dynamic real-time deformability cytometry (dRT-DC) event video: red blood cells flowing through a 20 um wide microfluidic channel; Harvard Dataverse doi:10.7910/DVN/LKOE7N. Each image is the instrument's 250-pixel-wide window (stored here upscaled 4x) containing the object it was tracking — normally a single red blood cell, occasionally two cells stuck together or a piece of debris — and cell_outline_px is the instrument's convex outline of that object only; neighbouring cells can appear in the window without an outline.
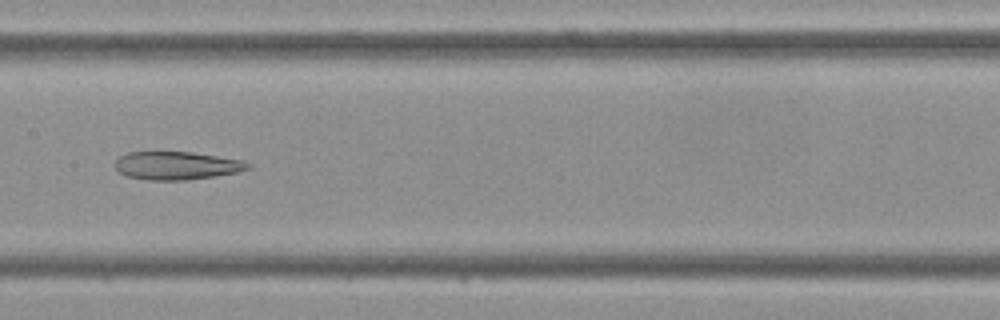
{"species": "Egyptian fruit bat (a non-hibernating species)", "species_latin": "Rousettus aegyptiacus", "temperature_condition": "cold", "stored_images_in_passage": 44, "camera_frame_rate_fps": 3000, "um_per_image_px": 0.085, "frame": {"image": 1, "passage_image": 22, "time_ms": 7.0, "image_size_px": [1000, 320], "cell_outline_px": [[252, 168], [236, 172], [216, 176], [184, 180], [148, 180], [128, 176], [120, 172], [112, 164], [120, 156], [128, 152], [192, 152], [240, 160], [252, 164]], "centroid_in_image_um": [15.01, 14.07], "position_along_channel_um": 192.4, "area_um2": 21.68}}
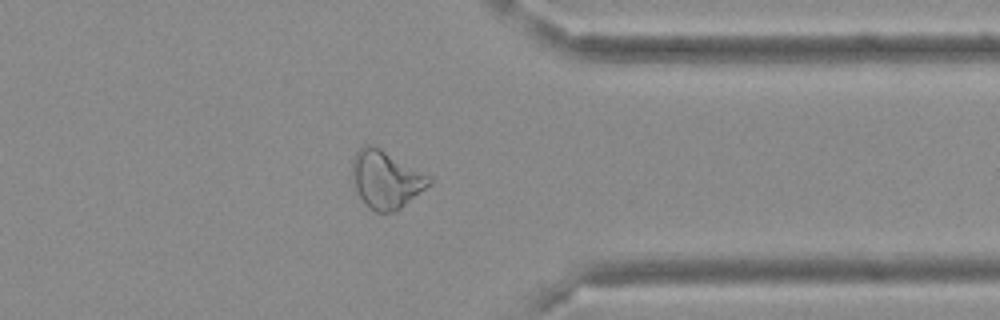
{"frame": {"image": 2, "passage_image": 35, "time_ms": 11.333, "image_size_px": [1000, 320], "cell_outline_px": [[432, 184], [396, 212], [376, 212], [368, 208], [364, 204], [352, 180], [352, 160], [356, 152], [364, 144], [368, 144], [380, 148], [432, 176]], "centroid_in_image_um": [32.83, 15.26], "position_along_channel_um": 378.6, "area_um2": 26.13}}
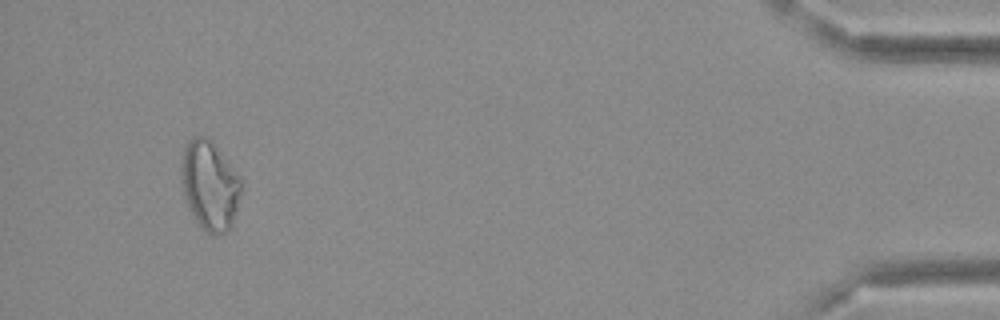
{"frame": {"image": 3, "passage_image": 42, "time_ms": 13.667, "image_size_px": [1000, 320], "cell_outline_px": [[240, 192], [236, 208], [228, 232], [212, 236], [196, 220], [188, 208], [184, 192], [180, 172], [184, 148], [192, 136], [204, 136], [220, 152], [240, 176]], "centroid_in_image_um": [17.8, 15.77], "position_along_channel_um": 417.4, "area_um2": 30.35}}